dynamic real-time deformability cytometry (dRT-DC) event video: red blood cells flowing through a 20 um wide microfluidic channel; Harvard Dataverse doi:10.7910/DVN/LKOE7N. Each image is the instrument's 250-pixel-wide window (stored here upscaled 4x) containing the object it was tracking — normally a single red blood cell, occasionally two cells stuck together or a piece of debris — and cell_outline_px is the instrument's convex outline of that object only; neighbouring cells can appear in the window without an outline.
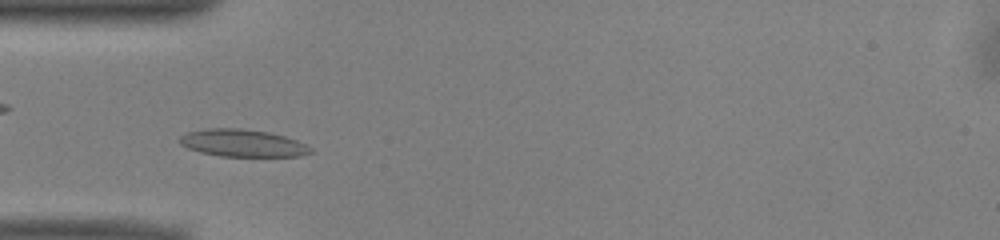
{"species": "common noctule bat (a hibernating species)", "species_latin": "Nyctalus noctula", "temperature_condition": "warm", "stored_images_in_passage": 45, "camera_frame_rate_fps": 3000, "um_per_image_px": 0.085, "animal": {"sex": "male", "body_mass_g": 13.0, "forearm_length_mm": 53.1}, "frame": {"image": 1, "passage_image": 9, "time_ms": 2.667, "image_size_px": [1000, 240], "cell_outline_px": [[312, 152], [300, 156], [220, 156], [200, 152], [188, 148], [180, 144], [180, 136], [188, 132], [208, 128], [240, 128], [268, 132], [284, 136], [296, 140], [312, 148]], "centroid_in_image_um": [20.61, 12.16], "position_along_channel_um": 64.4, "area_um2": 20.69}}
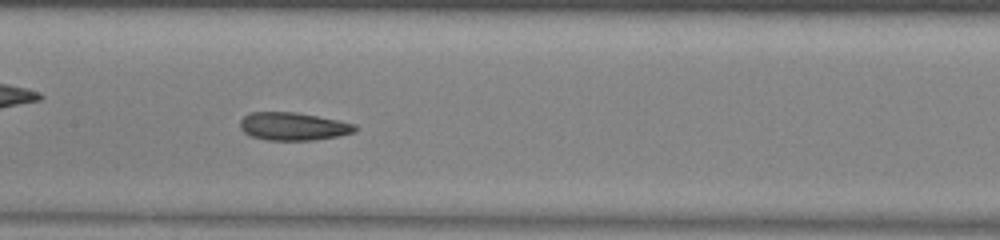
{"frame": {"image": 2, "passage_image": 18, "time_ms": 5.667, "image_size_px": [1000, 240], "cell_outline_px": [[360, 128], [356, 132], [340, 136], [312, 140], [268, 140], [252, 136], [244, 132], [240, 128], [240, 120], [248, 112], [296, 112], [356, 124]], "centroid_in_image_um": [24.95, 10.74], "position_along_channel_um": 182.5, "area_um2": 18.79}}
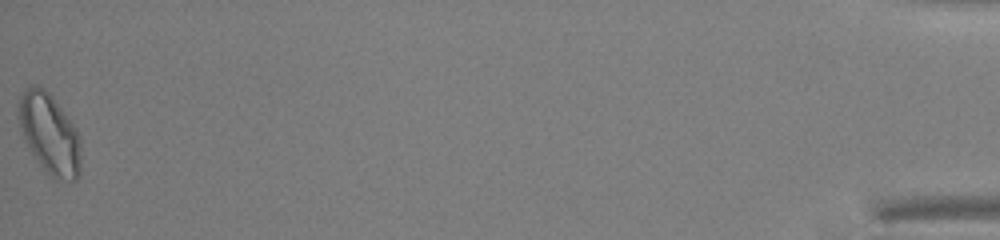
{"frame": {"image": 3, "passage_image": 45, "time_ms": 14.667, "image_size_px": [1000, 240], "cell_outline_px": [[80, 172], [76, 180], [56, 180], [36, 160], [24, 140], [20, 128], [20, 96], [24, 88], [32, 84], [36, 84], [48, 92], [52, 96], [76, 128], [80, 140]], "centroid_in_image_um": [4.22, 11.37], "position_along_channel_um": 431.0, "area_um2": 28.84}, "authors_computed_cell_mechanics": {"area_um2": 19.7098, "velocity_mm_per_s": 3.9479, "shape_relaxation_time_tau1_ms": 6.5429, "shape_relaxation_time_tau2_ms": 4.4119, "deformation_change_tau1": 0.167, "deformation_change_tau2": 0.1137}}